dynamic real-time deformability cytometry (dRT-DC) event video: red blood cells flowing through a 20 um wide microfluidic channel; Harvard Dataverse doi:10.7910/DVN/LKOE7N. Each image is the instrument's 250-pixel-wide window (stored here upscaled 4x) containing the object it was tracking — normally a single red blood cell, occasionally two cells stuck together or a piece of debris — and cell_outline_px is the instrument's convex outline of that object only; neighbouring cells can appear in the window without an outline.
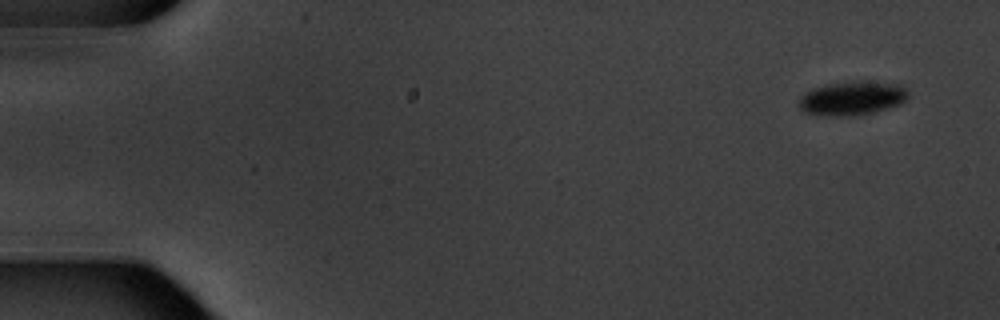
{"species": "common noctule bat (a hibernating species)", "species_latin": "Nyctalus noctula", "temperature_condition": "warm", "stored_images_in_passage": 5, "camera_frame_rate_fps": 3000, "um_per_image_px": 0.085, "animal": {"sex": "male", "body_mass_g": 20.1, "forearm_length_mm": 53.5}, "frame": {"image": 1, "passage_image": 1, "time_ms": 0.0, "image_size_px": [1000, 320], "cell_outline_px": [[908, 96], [900, 104], [888, 108], [856, 116], [820, 116], [804, 112], [800, 108], [800, 96], [812, 88], [828, 84], [864, 80], [900, 84], [908, 92]], "centroid_in_image_um": [72.42, 8.35], "position_along_channel_um": 12.6, "area_um2": 21.73}}
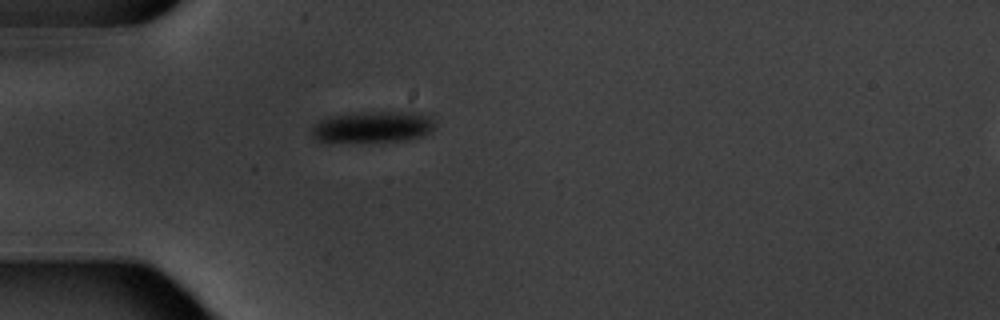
{"frame": {"image": 2, "passage_image": 5, "time_ms": 4.667, "image_size_px": [1000, 320], "cell_outline_px": [[436, 124], [424, 136], [408, 140], [332, 144], [316, 140], [312, 136], [312, 128], [320, 120], [332, 116], [356, 112], [432, 112], [436, 120]], "centroid_in_image_um": [31.74, 10.8], "position_along_channel_um": 53.3, "area_um2": 23.58}}